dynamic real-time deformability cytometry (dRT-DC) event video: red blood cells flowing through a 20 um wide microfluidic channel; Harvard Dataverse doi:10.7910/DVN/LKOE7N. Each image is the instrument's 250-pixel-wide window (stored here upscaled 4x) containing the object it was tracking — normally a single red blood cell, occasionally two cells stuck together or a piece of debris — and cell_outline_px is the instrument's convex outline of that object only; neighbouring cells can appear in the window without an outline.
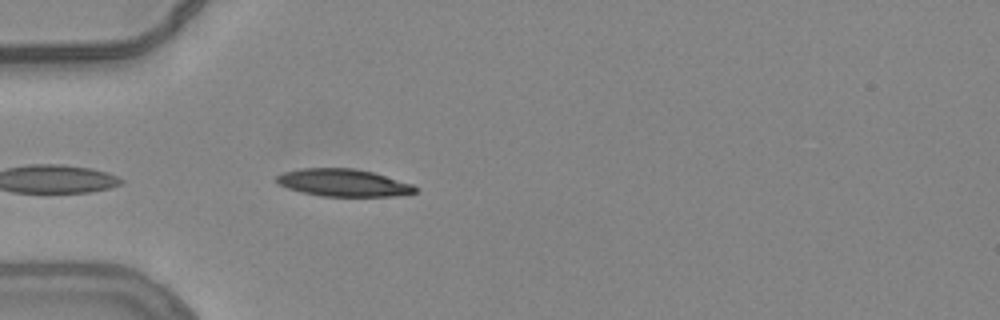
{"species": "common noctule bat (a hibernating species)", "species_latin": "Nyctalus noctula", "temperature_condition": "warm", "stored_images_in_passage": 7, "camera_frame_rate_fps": 3000, "um_per_image_px": 0.085, "animal": {"sex": "female", "body_mass_g": 24.6, "forearm_length_mm": 56.2}, "frame": {"image": 1, "passage_image": 1, "time_ms": 0.0, "image_size_px": [1000, 320], "cell_outline_px": [[420, 188], [416, 192], [392, 196], [320, 196], [288, 188], [280, 184], [276, 180], [276, 176], [284, 172], [300, 168], [352, 168], [372, 172], [412, 184]], "centroid_in_image_um": [29.2, 15.53], "position_along_channel_um": 55.8, "area_um2": 21.91}}